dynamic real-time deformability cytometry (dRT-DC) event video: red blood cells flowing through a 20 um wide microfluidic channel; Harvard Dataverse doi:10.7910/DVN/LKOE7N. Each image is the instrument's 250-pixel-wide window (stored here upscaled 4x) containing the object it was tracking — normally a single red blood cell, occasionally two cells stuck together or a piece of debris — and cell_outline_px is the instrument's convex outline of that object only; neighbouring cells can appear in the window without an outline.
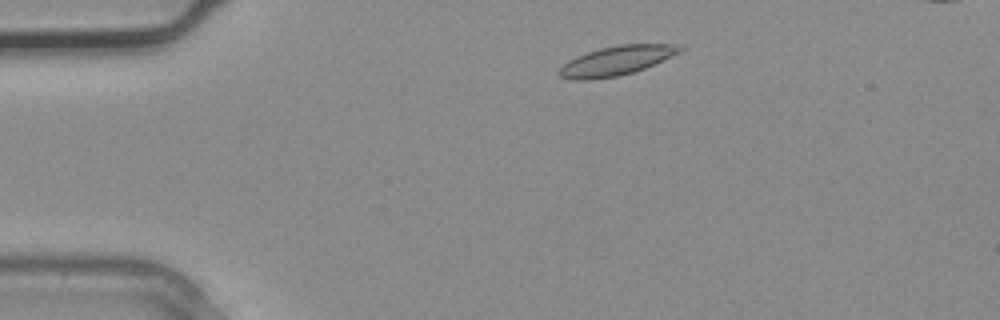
{"species": "common noctule bat (a hibernating species)", "species_latin": "Nyctalus noctula", "temperature_condition": "warm", "stored_images_in_passage": 3, "camera_frame_rate_fps": 3000, "um_per_image_px": 0.085, "animal": {"sex": "male", "body_mass_g": 20.4}, "frame": {"image": 1, "passage_image": 1, "time_ms": 0.0, "image_size_px": [1000, 320], "cell_outline_px": [[684, 48], [680, 52], [644, 68], [620, 76], [592, 80], [568, 80], [560, 76], [556, 72], [568, 60], [588, 52], [600, 48], [620, 44], [676, 44]], "centroid_in_image_um": [52.35, 5.17], "position_along_channel_um": 32.7, "area_um2": 20.58}}